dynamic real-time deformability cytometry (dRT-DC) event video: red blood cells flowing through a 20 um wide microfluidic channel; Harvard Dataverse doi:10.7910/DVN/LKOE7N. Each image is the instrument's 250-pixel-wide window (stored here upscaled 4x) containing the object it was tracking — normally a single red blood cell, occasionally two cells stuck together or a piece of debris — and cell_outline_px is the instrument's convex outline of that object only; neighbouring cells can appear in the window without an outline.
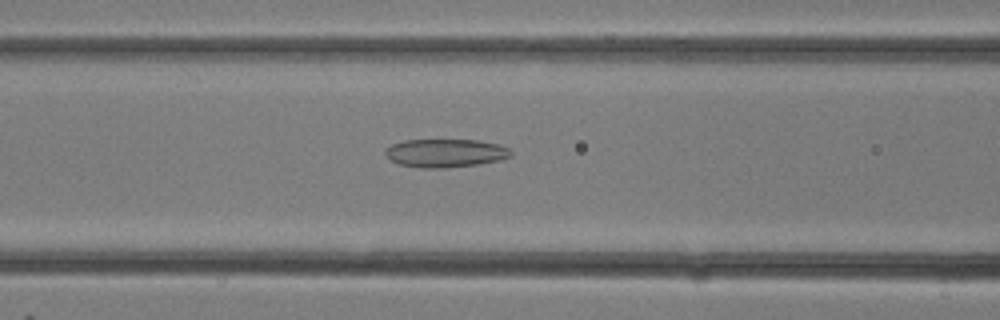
{"species": "common noctule bat (a hibernating species)", "species_latin": "Nyctalus noctula", "temperature_condition": "room temperature", "stored_images_in_passage": 31, "camera_frame_rate_fps": 3000, "um_per_image_px": 0.085, "animal": {"sex": "female"}, "frame": {"image": 1, "passage_image": 13, "time_ms": 4.0, "image_size_px": [1000, 320], "cell_outline_px": [[512, 156], [500, 160], [480, 164], [444, 168], [420, 168], [400, 164], [392, 160], [384, 152], [392, 144], [404, 140], [480, 140], [496, 144], [508, 148], [512, 152]], "centroid_in_image_um": [37.89, 13.01], "position_along_channel_um": 128.7, "area_um2": 20.63}}
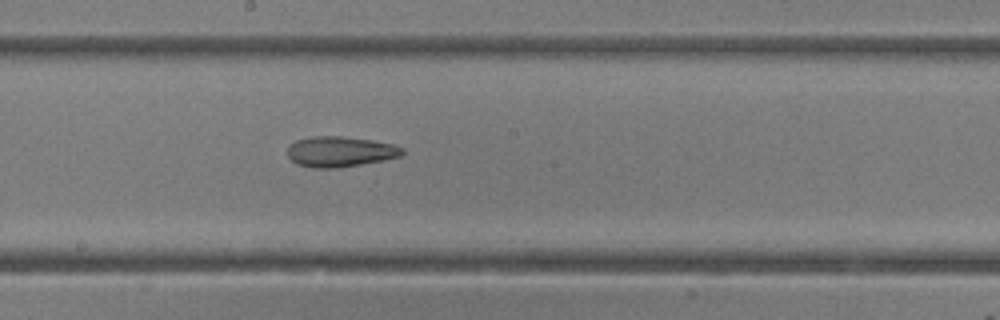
{"frame": {"image": 2, "passage_image": 17, "time_ms": 5.333, "image_size_px": [1000, 320], "cell_outline_px": [[404, 152], [400, 156], [384, 160], [336, 168], [312, 168], [296, 164], [288, 156], [288, 148], [296, 140], [312, 136], [340, 136], [372, 140], [392, 144], [404, 148]], "centroid_in_image_um": [28.91, 12.89], "position_along_channel_um": 219.3, "area_um2": 20.29}}
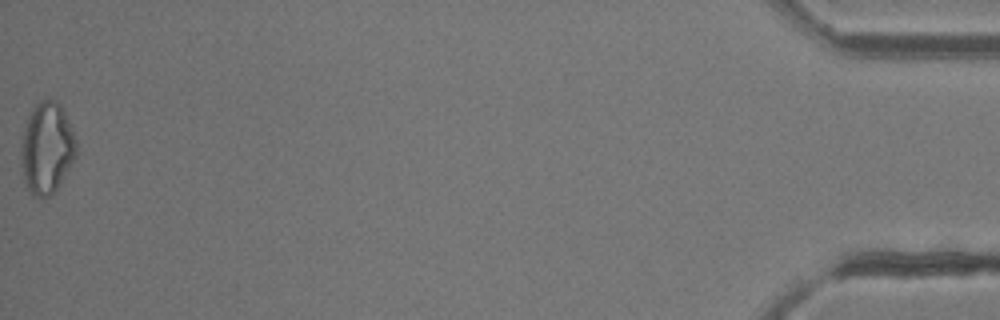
{"frame": {"image": 3, "passage_image": 31, "time_ms": 10.0, "image_size_px": [1000, 320], "cell_outline_px": [[76, 156], [56, 188], [48, 196], [40, 200], [32, 196], [28, 192], [24, 180], [20, 164], [20, 152], [24, 132], [28, 116], [32, 108], [40, 100], [56, 100], [60, 104], [64, 112], [76, 140]], "centroid_in_image_um": [3.94, 12.62], "position_along_channel_um": 431.3, "area_um2": 29.3}}